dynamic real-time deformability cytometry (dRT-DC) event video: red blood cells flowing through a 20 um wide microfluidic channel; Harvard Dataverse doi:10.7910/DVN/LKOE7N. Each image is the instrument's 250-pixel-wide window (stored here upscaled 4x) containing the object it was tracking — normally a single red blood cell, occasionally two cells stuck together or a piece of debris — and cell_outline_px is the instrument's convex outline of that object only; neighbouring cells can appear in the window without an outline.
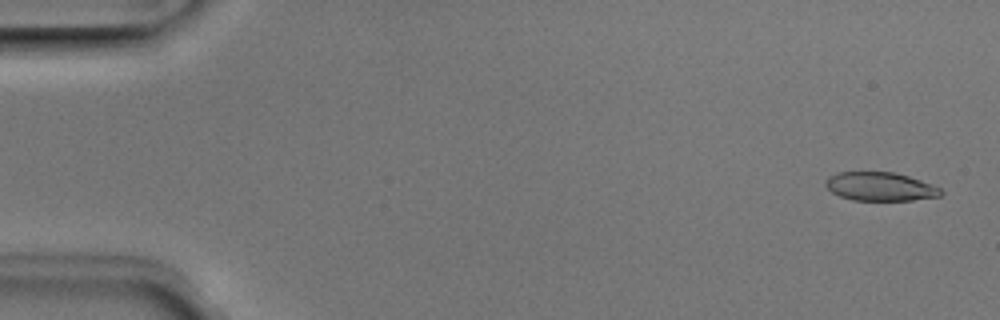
{"species": "Egyptian fruit bat (a non-hibernating species)", "species_latin": "Rousettus aegyptiacus", "temperature_condition": "room temperature", "stored_images_in_passage": 51, "camera_frame_rate_fps": 3000, "um_per_image_px": 0.085, "animal": {"sex": "male"}, "frame": {"image": 1, "passage_image": 2, "time_ms": 0.333, "image_size_px": [1000, 320], "cell_outline_px": [[944, 192], [940, 196], [912, 200], [852, 200], [840, 196], [832, 192], [824, 184], [824, 180], [828, 176], [836, 172], [892, 172], [908, 176], [920, 180], [940, 188]], "centroid_in_image_um": [74.78, 15.85], "position_along_channel_um": 10.2, "area_um2": 19.19}}
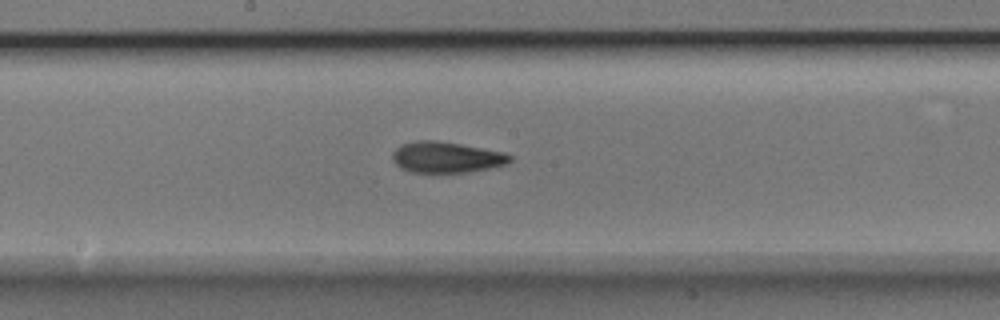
{"frame": {"image": 2, "passage_image": 27, "time_ms": 8.667, "image_size_px": [1000, 320], "cell_outline_px": [[512, 160], [504, 164], [488, 168], [468, 172], [412, 172], [400, 168], [392, 160], [392, 152], [400, 144], [416, 140], [436, 140], [460, 144], [504, 152], [512, 156]], "centroid_in_image_um": [37.89, 13.35], "position_along_channel_um": 210.3, "area_um2": 21.15}}
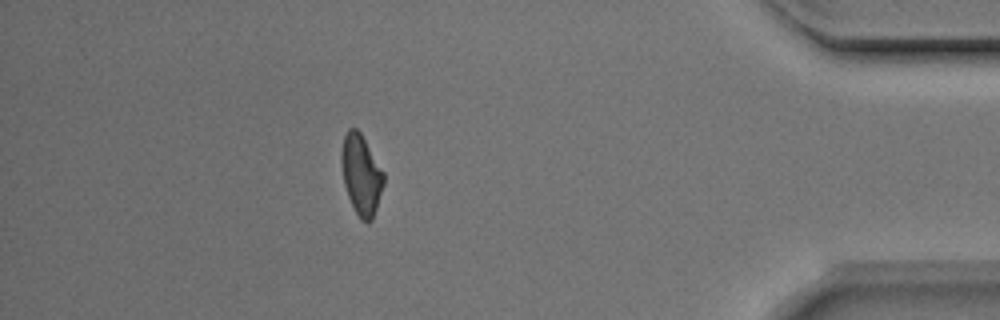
{"frame": {"image": 3, "passage_image": 45, "time_ms": 14.667, "image_size_px": [1000, 320], "cell_outline_px": [[384, 184], [372, 220], [368, 224], [360, 220], [348, 196], [344, 184], [340, 164], [340, 152], [344, 136], [348, 128], [356, 128], [360, 132], [384, 172]], "centroid_in_image_um": [30.68, 14.85], "position_along_channel_um": 404.5, "area_um2": 19.83}, "authors_computed_cell_mechanics": {"area_um2": 20.519, "velocity_mm_per_s": 4.0024, "shape_relaxation_time_tau1_ms": 3.0789, "shape_relaxation_time_tau2_ms": 2.9564, "deformation_change_tau1": 0.1511, "deformation_change_tau2": 0.1146}}